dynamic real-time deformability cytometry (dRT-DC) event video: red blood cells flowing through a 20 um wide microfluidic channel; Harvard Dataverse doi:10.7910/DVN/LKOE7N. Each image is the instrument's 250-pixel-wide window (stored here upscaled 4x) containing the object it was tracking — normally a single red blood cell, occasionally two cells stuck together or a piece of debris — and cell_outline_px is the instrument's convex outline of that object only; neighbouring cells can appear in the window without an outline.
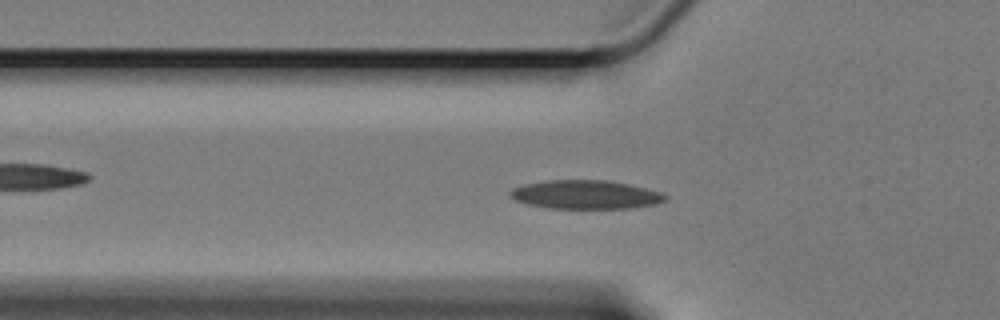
{"species": "Egyptian fruit bat (a non-hibernating species)", "species_latin": "Rousettus aegyptiacus", "temperature_condition": "cold", "stored_images_in_passage": 43, "camera_frame_rate_fps": 3000, "um_per_image_px": 0.085, "animal": {"sex": "female"}, "frame": {"image": 1, "passage_image": 4, "time_ms": 1.0, "image_size_px": [1000, 320], "cell_outline_px": [[668, 196], [664, 200], [656, 204], [632, 208], [544, 208], [528, 204], [516, 200], [508, 192], [512, 188], [524, 184], [548, 180], [604, 180], [628, 184], [660, 192]], "centroid_in_image_um": [49.75, 16.54], "position_along_channel_um": 76.1, "area_um2": 25.78}}
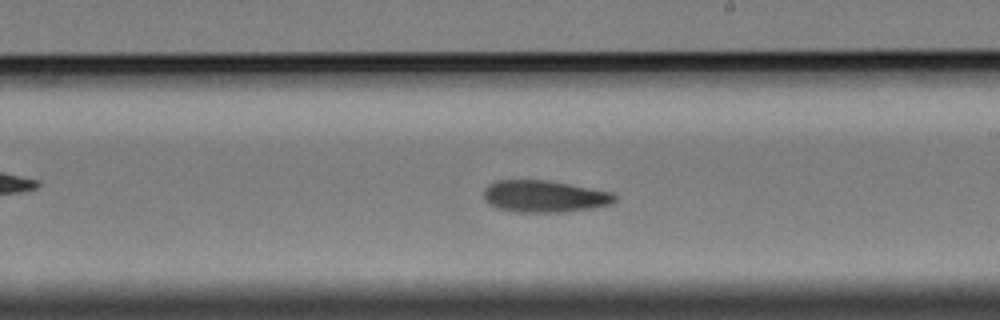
{"frame": {"image": 2, "passage_image": 19, "time_ms": 6.0, "image_size_px": [1000, 320], "cell_outline_px": [[616, 200], [612, 204], [596, 208], [564, 212], [516, 212], [496, 208], [488, 204], [484, 200], [484, 188], [488, 184], [496, 180], [548, 180], [612, 192], [616, 196]], "centroid_in_image_um": [46.26, 16.69], "position_along_channel_um": 242.7, "area_um2": 24.68}}
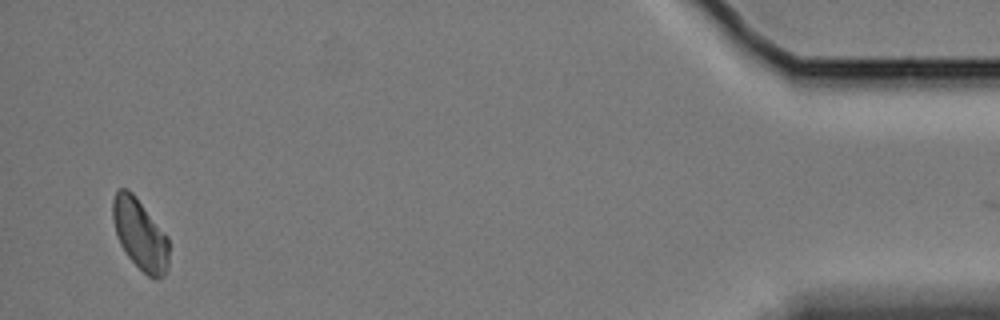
{"frame": {"image": 3, "passage_image": 42, "time_ms": 13.667, "image_size_px": [1000, 320], "cell_outline_px": [[168, 268], [164, 276], [160, 280], [156, 280], [148, 276], [128, 256], [120, 244], [112, 220], [112, 200], [116, 192], [120, 188], [128, 188], [132, 192], [168, 236]], "centroid_in_image_um": [11.91, 19.93], "position_along_channel_um": 423.3, "area_um2": 23.18}}